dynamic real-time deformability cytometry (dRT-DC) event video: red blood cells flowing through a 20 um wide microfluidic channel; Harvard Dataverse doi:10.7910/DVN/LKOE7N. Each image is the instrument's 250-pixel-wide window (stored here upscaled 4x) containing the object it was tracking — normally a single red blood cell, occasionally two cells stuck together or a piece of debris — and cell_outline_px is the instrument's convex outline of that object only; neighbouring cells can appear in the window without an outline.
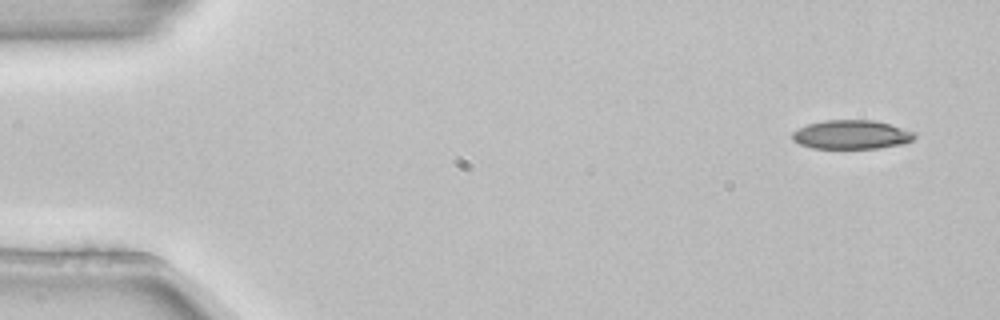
{"species": "common noctule bat (a hibernating species)", "species_latin": "Nyctalus noctula", "temperature_condition": "room temperature", "stored_images_in_passage": 4, "camera_frame_rate_fps": 3000, "um_per_image_px": 0.085, "animal": {"sex": "female", "body_mass_g": 22.7, "forearm_length_mm": 54.2}, "frame": {"image": 1, "passage_image": 1, "time_ms": 0.0, "image_size_px": [1000, 320], "cell_outline_px": [[916, 136], [912, 140], [904, 144], [880, 148], [812, 148], [800, 144], [792, 140], [792, 132], [808, 124], [824, 120], [872, 120], [888, 124], [916, 132]], "centroid_in_image_um": [72.39, 11.45], "position_along_channel_um": 12.6, "area_um2": 20.58}}
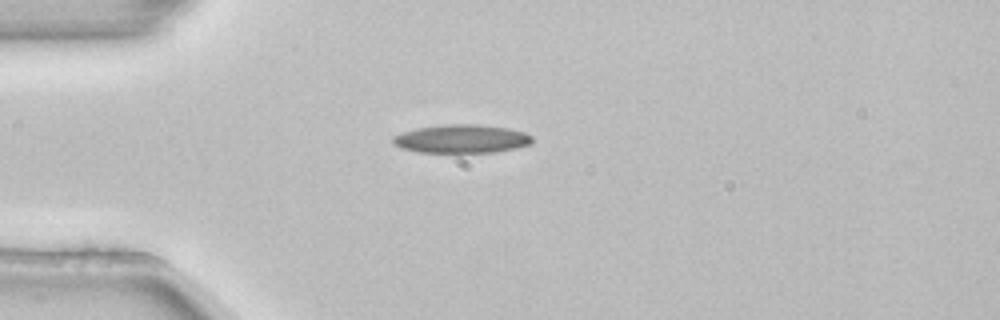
{"frame": {"image": 2, "passage_image": 4, "time_ms": 1.0, "image_size_px": [1000, 320], "cell_outline_px": [[532, 144], [516, 148], [496, 152], [420, 152], [400, 148], [392, 140], [392, 136], [400, 132], [416, 128], [440, 124], [476, 124], [508, 128], [524, 132], [532, 136]], "centroid_in_image_um": [39.22, 11.79], "position_along_channel_um": 45.8, "area_um2": 23.24}}